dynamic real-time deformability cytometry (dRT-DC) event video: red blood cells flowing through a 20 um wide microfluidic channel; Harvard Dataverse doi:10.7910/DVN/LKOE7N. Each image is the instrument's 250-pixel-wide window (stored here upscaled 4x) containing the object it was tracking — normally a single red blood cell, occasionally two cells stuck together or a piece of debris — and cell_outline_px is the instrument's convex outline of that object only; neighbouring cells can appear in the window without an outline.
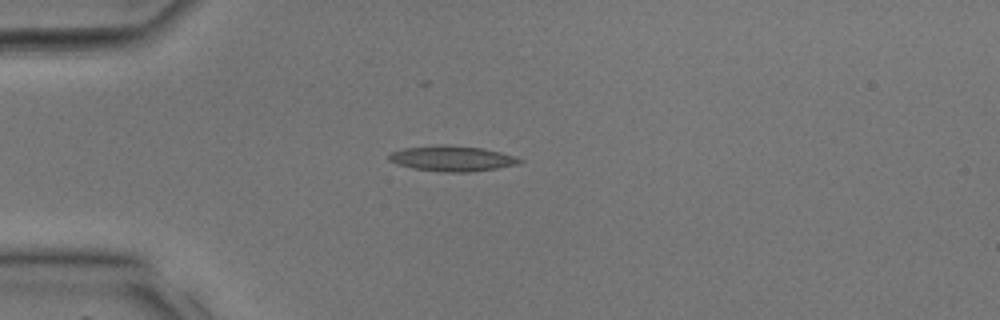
{"species": "common noctule bat (a hibernating species)", "species_latin": "Nyctalus noctula", "temperature_condition": "room temperature", "stored_images_in_passage": 28, "camera_frame_rate_fps": 3000, "um_per_image_px": 0.085, "animal": {"sex": "male", "body_mass_g": 17.9, "forearm_length_mm": 54.2}, "frame": {"image": 1, "passage_image": 1, "time_ms": 0.0, "image_size_px": [1000, 320], "cell_outline_px": [[524, 160], [520, 164], [496, 168], [468, 172], [444, 172], [412, 168], [396, 164], [388, 160], [388, 152], [404, 148], [440, 144], [444, 144], [484, 148], [516, 156]], "centroid_in_image_um": [38.41, 13.46], "position_along_channel_um": 46.6, "area_um2": 19.59}}
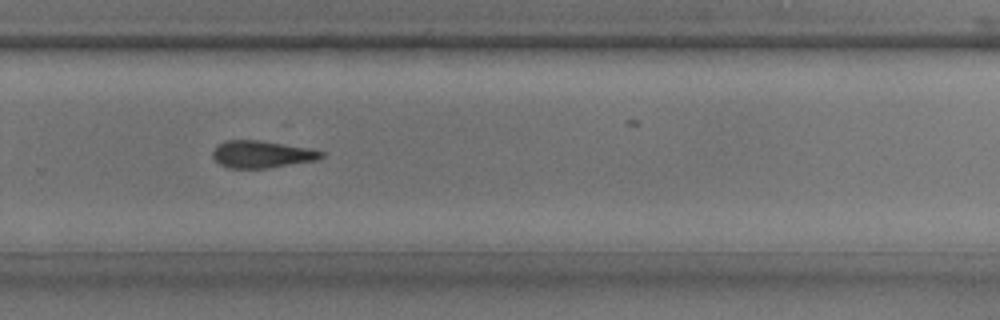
{"frame": {"image": 2, "passage_image": 16, "time_ms": 5.0, "image_size_px": [1000, 320], "cell_outline_px": [[324, 156], [316, 160], [268, 168], [228, 168], [220, 164], [212, 156], [212, 152], [216, 144], [224, 140], [260, 140], [308, 148], [324, 152]], "centroid_in_image_um": [22.21, 13.1], "position_along_channel_um": 307.6, "area_um2": 17.22}}
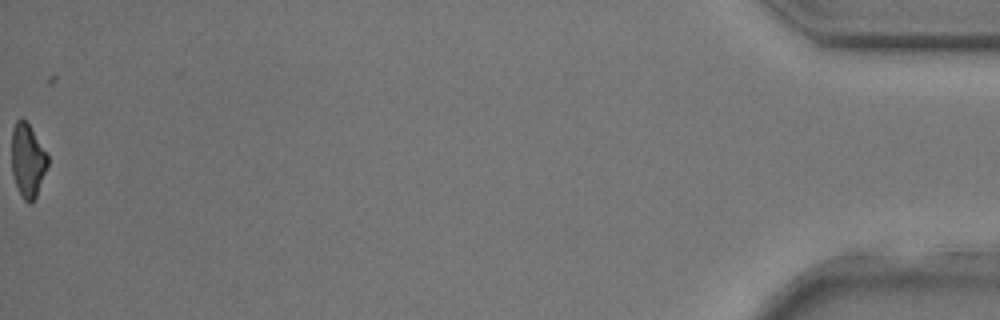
{"frame": {"image": 3, "passage_image": 28, "time_ms": 9.0, "image_size_px": [1000, 320], "cell_outline_px": [[48, 164], [36, 196], [32, 204], [28, 204], [24, 200], [12, 176], [12, 128], [16, 120], [24, 120], [28, 124], [48, 152]], "centroid_in_image_um": [2.36, 13.64], "position_along_channel_um": 432.8, "area_um2": 15.43}}